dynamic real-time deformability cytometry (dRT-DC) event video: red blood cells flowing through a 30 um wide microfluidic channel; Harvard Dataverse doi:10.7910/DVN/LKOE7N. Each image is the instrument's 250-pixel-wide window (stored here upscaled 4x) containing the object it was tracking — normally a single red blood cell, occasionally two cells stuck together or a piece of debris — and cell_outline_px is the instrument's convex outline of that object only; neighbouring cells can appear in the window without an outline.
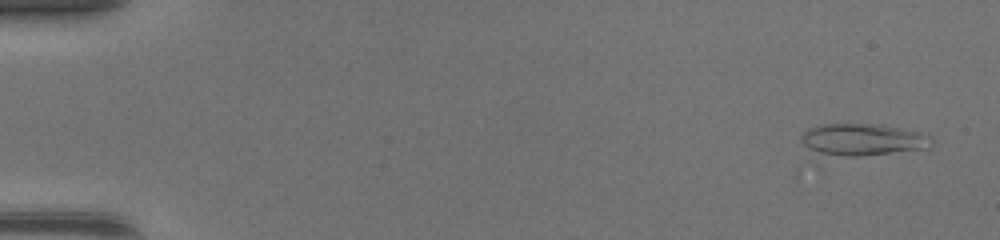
{"species": "common noctule bat (a hibernating species)", "species_latin": "Nyctalus noctula", "temperature_condition": "warm", "stored_images_in_passage": 16, "camera_frame_rate_fps": 3000, "um_per_image_px": 0.085, "animal": {"sex": "female", "body_mass_g": 17.0, "forearm_length_mm": 48.0}, "frame": {"image": 1, "passage_image": 3, "time_ms": 0.667, "image_size_px": [1000, 240], "cell_outline_px": [[932, 144], [928, 148], [860, 156], [820, 156], [804, 144], [800, 140], [800, 136], [808, 128], [824, 124], [880, 124], [920, 132], [932, 136]], "centroid_in_image_um": [73.3, 11.87], "position_along_channel_um": 11.7, "area_um2": 24.45}}